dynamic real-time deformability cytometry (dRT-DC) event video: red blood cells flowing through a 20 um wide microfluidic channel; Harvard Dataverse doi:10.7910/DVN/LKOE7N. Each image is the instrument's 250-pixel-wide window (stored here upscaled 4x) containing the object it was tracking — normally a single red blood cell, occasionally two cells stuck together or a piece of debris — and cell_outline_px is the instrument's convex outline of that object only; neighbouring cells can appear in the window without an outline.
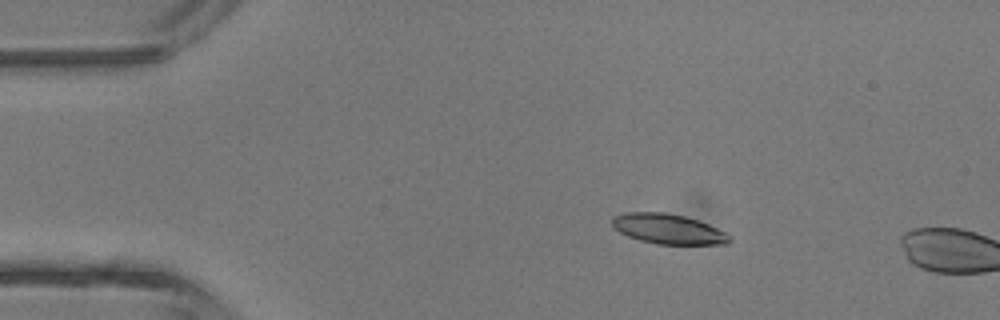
{"species": "common noctule bat (a hibernating species)", "species_latin": "Nyctalus noctula", "temperature_condition": "room temperature", "stored_images_in_passage": 3, "camera_frame_rate_fps": 3000, "um_per_image_px": 0.085, "animal": {"sex": "male", "body_mass_g": 13.3}, "frame": {"image": 1, "passage_image": 2, "time_ms": 1.333, "image_size_px": [1000, 320], "cell_outline_px": [[732, 240], [728, 244], [656, 244], [640, 240], [628, 236], [612, 228], [612, 216], [624, 212], [664, 212], [684, 216], [708, 224], [724, 232]], "centroid_in_image_um": [56.74, 19.46], "position_along_channel_um": 28.3, "area_um2": 20.46}}